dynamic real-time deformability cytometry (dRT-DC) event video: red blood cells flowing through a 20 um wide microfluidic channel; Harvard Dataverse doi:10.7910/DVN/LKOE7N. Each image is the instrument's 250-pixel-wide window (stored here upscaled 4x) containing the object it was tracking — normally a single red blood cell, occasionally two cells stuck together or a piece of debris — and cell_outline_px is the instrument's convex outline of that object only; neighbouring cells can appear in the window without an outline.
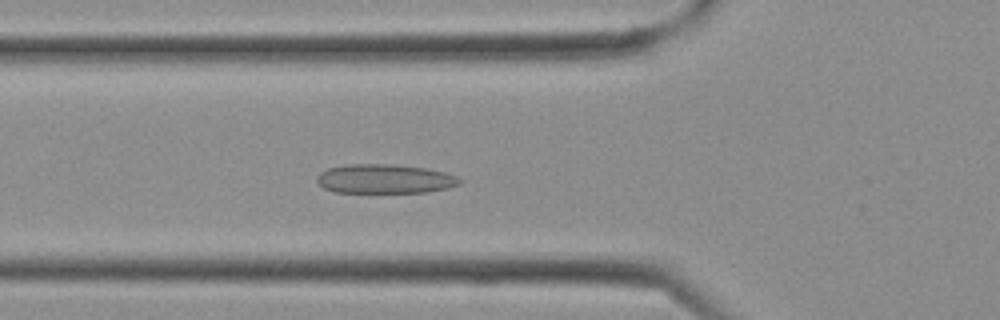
{"species": "Egyptian fruit bat (a non-hibernating species)", "species_latin": "Rousettus aegyptiacus", "temperature_condition": "cold", "stored_images_in_passage": 7, "camera_frame_rate_fps": 3000, "um_per_image_px": 0.085, "frame": {"image": 1, "passage_image": 3, "time_ms": 0.667, "image_size_px": [1000, 320], "cell_outline_px": [[464, 180], [460, 184], [448, 188], [428, 192], [336, 192], [324, 188], [316, 180], [316, 176], [320, 172], [328, 168], [348, 164], [392, 164], [424, 168], [444, 172], [456, 176]], "centroid_in_image_um": [32.71, 15.2], "position_along_channel_um": 93.1, "area_um2": 24.28}}
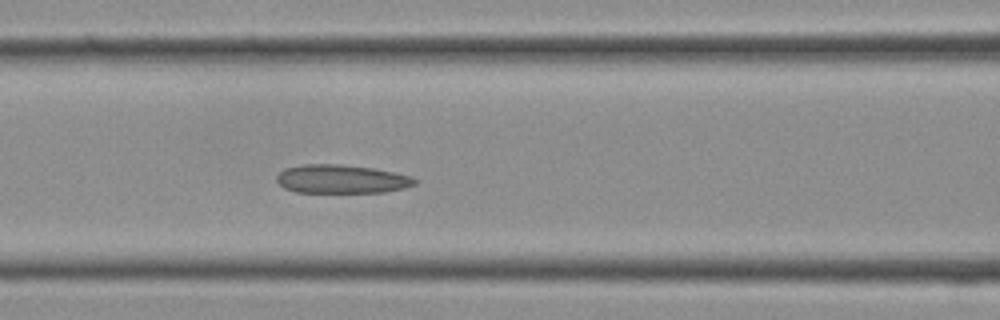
{"frame": {"image": 2, "passage_image": 5, "time_ms": 1.333, "image_size_px": [1000, 320], "cell_outline_px": [[416, 184], [404, 188], [384, 192], [296, 192], [284, 188], [276, 180], [276, 176], [284, 168], [304, 164], [344, 164], [372, 168], [412, 176], [416, 180]], "centroid_in_image_um": [29.01, 15.21], "position_along_channel_um": 137.6, "area_um2": 23.0}}
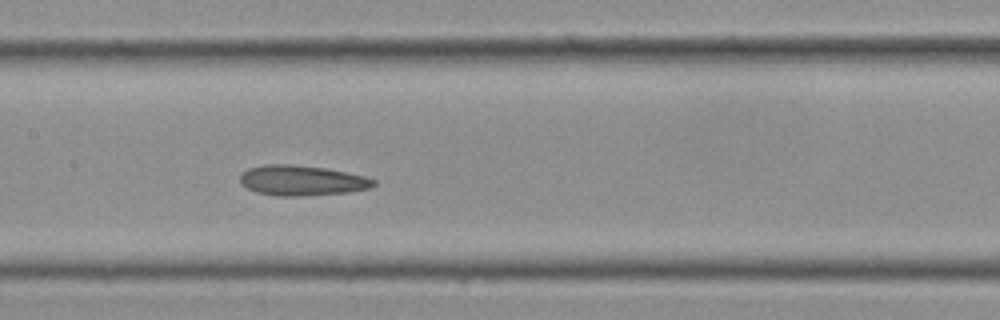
{"frame": {"image": 3, "passage_image": 7, "time_ms": 2.0, "image_size_px": [1000, 320], "cell_outline_px": [[376, 184], [368, 188], [348, 192], [296, 196], [280, 196], [256, 192], [240, 184], [240, 176], [248, 168], [264, 164], [288, 164], [324, 168], [364, 176], [376, 180]], "centroid_in_image_um": [25.62, 15.34], "position_along_channel_um": 181.8, "area_um2": 23.24}}